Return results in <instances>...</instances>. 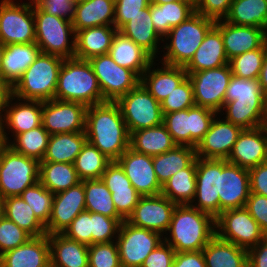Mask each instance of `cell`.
Instances as JSON below:
<instances>
[{"label": "cell", "mask_w": 267, "mask_h": 267, "mask_svg": "<svg viewBox=\"0 0 267 267\" xmlns=\"http://www.w3.org/2000/svg\"><path fill=\"white\" fill-rule=\"evenodd\" d=\"M161 242L163 236L160 233L133 226L124 220L116 238L121 266L141 267L145 258Z\"/></svg>", "instance_id": "cell-13"}, {"label": "cell", "mask_w": 267, "mask_h": 267, "mask_svg": "<svg viewBox=\"0 0 267 267\" xmlns=\"http://www.w3.org/2000/svg\"><path fill=\"white\" fill-rule=\"evenodd\" d=\"M149 11L156 32L163 39L172 27L178 26L195 12V5L191 0H179L161 5L150 3Z\"/></svg>", "instance_id": "cell-36"}, {"label": "cell", "mask_w": 267, "mask_h": 267, "mask_svg": "<svg viewBox=\"0 0 267 267\" xmlns=\"http://www.w3.org/2000/svg\"><path fill=\"white\" fill-rule=\"evenodd\" d=\"M3 145L2 135H1V127H0V147Z\"/></svg>", "instance_id": "cell-67"}, {"label": "cell", "mask_w": 267, "mask_h": 267, "mask_svg": "<svg viewBox=\"0 0 267 267\" xmlns=\"http://www.w3.org/2000/svg\"><path fill=\"white\" fill-rule=\"evenodd\" d=\"M229 64L209 70L188 73L193 87L194 103L217 112L225 103L226 89L232 77Z\"/></svg>", "instance_id": "cell-15"}, {"label": "cell", "mask_w": 267, "mask_h": 267, "mask_svg": "<svg viewBox=\"0 0 267 267\" xmlns=\"http://www.w3.org/2000/svg\"><path fill=\"white\" fill-rule=\"evenodd\" d=\"M39 164L34 158L15 152L7 144L0 147V201L19 196L39 181Z\"/></svg>", "instance_id": "cell-7"}, {"label": "cell", "mask_w": 267, "mask_h": 267, "mask_svg": "<svg viewBox=\"0 0 267 267\" xmlns=\"http://www.w3.org/2000/svg\"><path fill=\"white\" fill-rule=\"evenodd\" d=\"M245 209L259 224L260 229L267 233V197L250 193L246 201Z\"/></svg>", "instance_id": "cell-58"}, {"label": "cell", "mask_w": 267, "mask_h": 267, "mask_svg": "<svg viewBox=\"0 0 267 267\" xmlns=\"http://www.w3.org/2000/svg\"><path fill=\"white\" fill-rule=\"evenodd\" d=\"M228 63L221 31L214 25L184 68L187 73H193L218 68Z\"/></svg>", "instance_id": "cell-29"}, {"label": "cell", "mask_w": 267, "mask_h": 267, "mask_svg": "<svg viewBox=\"0 0 267 267\" xmlns=\"http://www.w3.org/2000/svg\"><path fill=\"white\" fill-rule=\"evenodd\" d=\"M14 99L19 102L16 101L12 104ZM3 112L4 114L0 115L3 144H8L11 141L5 132L7 128L14 137L42 125V101L22 100L11 94L3 107Z\"/></svg>", "instance_id": "cell-17"}, {"label": "cell", "mask_w": 267, "mask_h": 267, "mask_svg": "<svg viewBox=\"0 0 267 267\" xmlns=\"http://www.w3.org/2000/svg\"><path fill=\"white\" fill-rule=\"evenodd\" d=\"M109 55L119 66L134 71L139 77L155 60L147 51L119 31L114 36Z\"/></svg>", "instance_id": "cell-33"}, {"label": "cell", "mask_w": 267, "mask_h": 267, "mask_svg": "<svg viewBox=\"0 0 267 267\" xmlns=\"http://www.w3.org/2000/svg\"><path fill=\"white\" fill-rule=\"evenodd\" d=\"M86 210L104 216L123 219L115 208L112 194L101 179L84 180Z\"/></svg>", "instance_id": "cell-45"}, {"label": "cell", "mask_w": 267, "mask_h": 267, "mask_svg": "<svg viewBox=\"0 0 267 267\" xmlns=\"http://www.w3.org/2000/svg\"><path fill=\"white\" fill-rule=\"evenodd\" d=\"M4 50H5V45L2 42H0V68H1Z\"/></svg>", "instance_id": "cell-66"}, {"label": "cell", "mask_w": 267, "mask_h": 267, "mask_svg": "<svg viewBox=\"0 0 267 267\" xmlns=\"http://www.w3.org/2000/svg\"><path fill=\"white\" fill-rule=\"evenodd\" d=\"M32 236L4 215L0 216V256L25 244Z\"/></svg>", "instance_id": "cell-53"}, {"label": "cell", "mask_w": 267, "mask_h": 267, "mask_svg": "<svg viewBox=\"0 0 267 267\" xmlns=\"http://www.w3.org/2000/svg\"><path fill=\"white\" fill-rule=\"evenodd\" d=\"M167 231L163 241L175 252L200 251L216 235L215 218L190 204L176 205Z\"/></svg>", "instance_id": "cell-3"}, {"label": "cell", "mask_w": 267, "mask_h": 267, "mask_svg": "<svg viewBox=\"0 0 267 267\" xmlns=\"http://www.w3.org/2000/svg\"><path fill=\"white\" fill-rule=\"evenodd\" d=\"M218 192L219 160L196 157V194L190 205L216 218L220 214Z\"/></svg>", "instance_id": "cell-20"}, {"label": "cell", "mask_w": 267, "mask_h": 267, "mask_svg": "<svg viewBox=\"0 0 267 267\" xmlns=\"http://www.w3.org/2000/svg\"><path fill=\"white\" fill-rule=\"evenodd\" d=\"M227 161L246 169L267 162V125L243 129Z\"/></svg>", "instance_id": "cell-24"}, {"label": "cell", "mask_w": 267, "mask_h": 267, "mask_svg": "<svg viewBox=\"0 0 267 267\" xmlns=\"http://www.w3.org/2000/svg\"><path fill=\"white\" fill-rule=\"evenodd\" d=\"M116 103L120 107L129 134L163 124L160 102L141 83L120 97Z\"/></svg>", "instance_id": "cell-10"}, {"label": "cell", "mask_w": 267, "mask_h": 267, "mask_svg": "<svg viewBox=\"0 0 267 267\" xmlns=\"http://www.w3.org/2000/svg\"><path fill=\"white\" fill-rule=\"evenodd\" d=\"M162 195L177 205L191 204L196 194V159L162 186Z\"/></svg>", "instance_id": "cell-44"}, {"label": "cell", "mask_w": 267, "mask_h": 267, "mask_svg": "<svg viewBox=\"0 0 267 267\" xmlns=\"http://www.w3.org/2000/svg\"><path fill=\"white\" fill-rule=\"evenodd\" d=\"M50 134L43 125L27 132L16 135L7 145L15 152L34 158L39 162L43 160L49 143Z\"/></svg>", "instance_id": "cell-47"}, {"label": "cell", "mask_w": 267, "mask_h": 267, "mask_svg": "<svg viewBox=\"0 0 267 267\" xmlns=\"http://www.w3.org/2000/svg\"><path fill=\"white\" fill-rule=\"evenodd\" d=\"M33 3L44 12L73 21L75 17L76 3L73 0H32Z\"/></svg>", "instance_id": "cell-56"}, {"label": "cell", "mask_w": 267, "mask_h": 267, "mask_svg": "<svg viewBox=\"0 0 267 267\" xmlns=\"http://www.w3.org/2000/svg\"><path fill=\"white\" fill-rule=\"evenodd\" d=\"M40 53L36 42L5 45L0 76L13 87Z\"/></svg>", "instance_id": "cell-30"}, {"label": "cell", "mask_w": 267, "mask_h": 267, "mask_svg": "<svg viewBox=\"0 0 267 267\" xmlns=\"http://www.w3.org/2000/svg\"><path fill=\"white\" fill-rule=\"evenodd\" d=\"M225 120L253 129L267 125V97L262 92L258 79H243L232 75L226 89L222 108Z\"/></svg>", "instance_id": "cell-2"}, {"label": "cell", "mask_w": 267, "mask_h": 267, "mask_svg": "<svg viewBox=\"0 0 267 267\" xmlns=\"http://www.w3.org/2000/svg\"><path fill=\"white\" fill-rule=\"evenodd\" d=\"M54 99L92 106L106 102L88 60L76 57L63 60Z\"/></svg>", "instance_id": "cell-4"}, {"label": "cell", "mask_w": 267, "mask_h": 267, "mask_svg": "<svg viewBox=\"0 0 267 267\" xmlns=\"http://www.w3.org/2000/svg\"><path fill=\"white\" fill-rule=\"evenodd\" d=\"M123 221L124 219L110 218L91 212L92 244L116 241Z\"/></svg>", "instance_id": "cell-51"}, {"label": "cell", "mask_w": 267, "mask_h": 267, "mask_svg": "<svg viewBox=\"0 0 267 267\" xmlns=\"http://www.w3.org/2000/svg\"><path fill=\"white\" fill-rule=\"evenodd\" d=\"M115 0H89L76 3L72 25L75 33L95 26H114Z\"/></svg>", "instance_id": "cell-35"}, {"label": "cell", "mask_w": 267, "mask_h": 267, "mask_svg": "<svg viewBox=\"0 0 267 267\" xmlns=\"http://www.w3.org/2000/svg\"><path fill=\"white\" fill-rule=\"evenodd\" d=\"M266 53V42L252 51L234 56L229 60L233 75L243 79H258Z\"/></svg>", "instance_id": "cell-48"}, {"label": "cell", "mask_w": 267, "mask_h": 267, "mask_svg": "<svg viewBox=\"0 0 267 267\" xmlns=\"http://www.w3.org/2000/svg\"><path fill=\"white\" fill-rule=\"evenodd\" d=\"M19 196L28 203L35 216L46 226L51 215L54 193L38 181L27 187Z\"/></svg>", "instance_id": "cell-49"}, {"label": "cell", "mask_w": 267, "mask_h": 267, "mask_svg": "<svg viewBox=\"0 0 267 267\" xmlns=\"http://www.w3.org/2000/svg\"><path fill=\"white\" fill-rule=\"evenodd\" d=\"M228 23L267 29V0H232Z\"/></svg>", "instance_id": "cell-43"}, {"label": "cell", "mask_w": 267, "mask_h": 267, "mask_svg": "<svg viewBox=\"0 0 267 267\" xmlns=\"http://www.w3.org/2000/svg\"><path fill=\"white\" fill-rule=\"evenodd\" d=\"M141 196L161 194L160 185L153 167V157L128 148L116 161Z\"/></svg>", "instance_id": "cell-22"}, {"label": "cell", "mask_w": 267, "mask_h": 267, "mask_svg": "<svg viewBox=\"0 0 267 267\" xmlns=\"http://www.w3.org/2000/svg\"><path fill=\"white\" fill-rule=\"evenodd\" d=\"M196 159L195 148L176 145L173 149L153 157L156 177L163 186L178 171L187 168Z\"/></svg>", "instance_id": "cell-40"}, {"label": "cell", "mask_w": 267, "mask_h": 267, "mask_svg": "<svg viewBox=\"0 0 267 267\" xmlns=\"http://www.w3.org/2000/svg\"><path fill=\"white\" fill-rule=\"evenodd\" d=\"M85 133L87 141L111 161H117L129 148L130 134L116 102L88 106Z\"/></svg>", "instance_id": "cell-1"}, {"label": "cell", "mask_w": 267, "mask_h": 267, "mask_svg": "<svg viewBox=\"0 0 267 267\" xmlns=\"http://www.w3.org/2000/svg\"><path fill=\"white\" fill-rule=\"evenodd\" d=\"M155 63L154 60L144 71L140 77V83L161 103L188 76V73L182 66L164 63H161V68L154 69Z\"/></svg>", "instance_id": "cell-28"}, {"label": "cell", "mask_w": 267, "mask_h": 267, "mask_svg": "<svg viewBox=\"0 0 267 267\" xmlns=\"http://www.w3.org/2000/svg\"><path fill=\"white\" fill-rule=\"evenodd\" d=\"M117 32L115 26H95L77 31L74 57L89 60L95 56L108 54Z\"/></svg>", "instance_id": "cell-32"}, {"label": "cell", "mask_w": 267, "mask_h": 267, "mask_svg": "<svg viewBox=\"0 0 267 267\" xmlns=\"http://www.w3.org/2000/svg\"><path fill=\"white\" fill-rule=\"evenodd\" d=\"M51 267H89L88 245L62 233L49 234Z\"/></svg>", "instance_id": "cell-31"}, {"label": "cell", "mask_w": 267, "mask_h": 267, "mask_svg": "<svg viewBox=\"0 0 267 267\" xmlns=\"http://www.w3.org/2000/svg\"><path fill=\"white\" fill-rule=\"evenodd\" d=\"M39 182L55 194L75 186L81 180L72 163L40 162Z\"/></svg>", "instance_id": "cell-42"}, {"label": "cell", "mask_w": 267, "mask_h": 267, "mask_svg": "<svg viewBox=\"0 0 267 267\" xmlns=\"http://www.w3.org/2000/svg\"><path fill=\"white\" fill-rule=\"evenodd\" d=\"M215 116L209 131L195 147L196 157L227 160L243 128Z\"/></svg>", "instance_id": "cell-21"}, {"label": "cell", "mask_w": 267, "mask_h": 267, "mask_svg": "<svg viewBox=\"0 0 267 267\" xmlns=\"http://www.w3.org/2000/svg\"><path fill=\"white\" fill-rule=\"evenodd\" d=\"M2 215L13 221L32 237L46 235L45 225L35 216L31 207L20 196H11L0 201Z\"/></svg>", "instance_id": "cell-41"}, {"label": "cell", "mask_w": 267, "mask_h": 267, "mask_svg": "<svg viewBox=\"0 0 267 267\" xmlns=\"http://www.w3.org/2000/svg\"><path fill=\"white\" fill-rule=\"evenodd\" d=\"M176 145L163 124L130 133L129 148L151 157L163 154Z\"/></svg>", "instance_id": "cell-37"}, {"label": "cell", "mask_w": 267, "mask_h": 267, "mask_svg": "<svg viewBox=\"0 0 267 267\" xmlns=\"http://www.w3.org/2000/svg\"><path fill=\"white\" fill-rule=\"evenodd\" d=\"M36 40L34 3L17 4L13 0L0 2V42L8 44L34 43Z\"/></svg>", "instance_id": "cell-11"}, {"label": "cell", "mask_w": 267, "mask_h": 267, "mask_svg": "<svg viewBox=\"0 0 267 267\" xmlns=\"http://www.w3.org/2000/svg\"><path fill=\"white\" fill-rule=\"evenodd\" d=\"M11 94L12 87L0 76V115Z\"/></svg>", "instance_id": "cell-63"}, {"label": "cell", "mask_w": 267, "mask_h": 267, "mask_svg": "<svg viewBox=\"0 0 267 267\" xmlns=\"http://www.w3.org/2000/svg\"><path fill=\"white\" fill-rule=\"evenodd\" d=\"M172 267H206L202 250L176 252Z\"/></svg>", "instance_id": "cell-61"}, {"label": "cell", "mask_w": 267, "mask_h": 267, "mask_svg": "<svg viewBox=\"0 0 267 267\" xmlns=\"http://www.w3.org/2000/svg\"><path fill=\"white\" fill-rule=\"evenodd\" d=\"M228 60L234 56L260 48L266 42V31L253 26L235 25L217 20Z\"/></svg>", "instance_id": "cell-25"}, {"label": "cell", "mask_w": 267, "mask_h": 267, "mask_svg": "<svg viewBox=\"0 0 267 267\" xmlns=\"http://www.w3.org/2000/svg\"><path fill=\"white\" fill-rule=\"evenodd\" d=\"M258 82L261 86L262 92L267 97V41H266V53H265V59L262 65V68L260 70V74L258 77Z\"/></svg>", "instance_id": "cell-64"}, {"label": "cell", "mask_w": 267, "mask_h": 267, "mask_svg": "<svg viewBox=\"0 0 267 267\" xmlns=\"http://www.w3.org/2000/svg\"><path fill=\"white\" fill-rule=\"evenodd\" d=\"M0 267H50L48 235L31 237L0 256Z\"/></svg>", "instance_id": "cell-27"}, {"label": "cell", "mask_w": 267, "mask_h": 267, "mask_svg": "<svg viewBox=\"0 0 267 267\" xmlns=\"http://www.w3.org/2000/svg\"><path fill=\"white\" fill-rule=\"evenodd\" d=\"M2 215V208H1V204H0V216Z\"/></svg>", "instance_id": "cell-69"}, {"label": "cell", "mask_w": 267, "mask_h": 267, "mask_svg": "<svg viewBox=\"0 0 267 267\" xmlns=\"http://www.w3.org/2000/svg\"><path fill=\"white\" fill-rule=\"evenodd\" d=\"M86 210L83 181L67 190L55 193L46 234L63 233L72 220Z\"/></svg>", "instance_id": "cell-23"}, {"label": "cell", "mask_w": 267, "mask_h": 267, "mask_svg": "<svg viewBox=\"0 0 267 267\" xmlns=\"http://www.w3.org/2000/svg\"><path fill=\"white\" fill-rule=\"evenodd\" d=\"M86 141L85 131L50 135L46 152L40 162L73 164Z\"/></svg>", "instance_id": "cell-39"}, {"label": "cell", "mask_w": 267, "mask_h": 267, "mask_svg": "<svg viewBox=\"0 0 267 267\" xmlns=\"http://www.w3.org/2000/svg\"><path fill=\"white\" fill-rule=\"evenodd\" d=\"M149 1L152 4L161 5V4H165V3H169V2H175V1H179V0H149Z\"/></svg>", "instance_id": "cell-65"}, {"label": "cell", "mask_w": 267, "mask_h": 267, "mask_svg": "<svg viewBox=\"0 0 267 267\" xmlns=\"http://www.w3.org/2000/svg\"><path fill=\"white\" fill-rule=\"evenodd\" d=\"M112 161L88 141L82 146L80 153L74 160V168L81 181L101 179L107 166Z\"/></svg>", "instance_id": "cell-46"}, {"label": "cell", "mask_w": 267, "mask_h": 267, "mask_svg": "<svg viewBox=\"0 0 267 267\" xmlns=\"http://www.w3.org/2000/svg\"><path fill=\"white\" fill-rule=\"evenodd\" d=\"M217 115L218 113L211 109L194 105L189 109L164 114L163 125L177 145L195 148L209 131Z\"/></svg>", "instance_id": "cell-9"}, {"label": "cell", "mask_w": 267, "mask_h": 267, "mask_svg": "<svg viewBox=\"0 0 267 267\" xmlns=\"http://www.w3.org/2000/svg\"><path fill=\"white\" fill-rule=\"evenodd\" d=\"M63 58L40 53L12 87V95L24 100L54 99Z\"/></svg>", "instance_id": "cell-6"}, {"label": "cell", "mask_w": 267, "mask_h": 267, "mask_svg": "<svg viewBox=\"0 0 267 267\" xmlns=\"http://www.w3.org/2000/svg\"><path fill=\"white\" fill-rule=\"evenodd\" d=\"M248 267H267V238L248 250Z\"/></svg>", "instance_id": "cell-62"}, {"label": "cell", "mask_w": 267, "mask_h": 267, "mask_svg": "<svg viewBox=\"0 0 267 267\" xmlns=\"http://www.w3.org/2000/svg\"><path fill=\"white\" fill-rule=\"evenodd\" d=\"M36 44L41 53L63 59L75 56V36L72 22L40 10L34 4ZM70 36H72L70 42Z\"/></svg>", "instance_id": "cell-8"}, {"label": "cell", "mask_w": 267, "mask_h": 267, "mask_svg": "<svg viewBox=\"0 0 267 267\" xmlns=\"http://www.w3.org/2000/svg\"><path fill=\"white\" fill-rule=\"evenodd\" d=\"M150 6L149 0H115L114 26L119 30L132 17Z\"/></svg>", "instance_id": "cell-55"}, {"label": "cell", "mask_w": 267, "mask_h": 267, "mask_svg": "<svg viewBox=\"0 0 267 267\" xmlns=\"http://www.w3.org/2000/svg\"><path fill=\"white\" fill-rule=\"evenodd\" d=\"M162 113L189 109L194 106L193 87L188 76L173 91L161 101Z\"/></svg>", "instance_id": "cell-50"}, {"label": "cell", "mask_w": 267, "mask_h": 267, "mask_svg": "<svg viewBox=\"0 0 267 267\" xmlns=\"http://www.w3.org/2000/svg\"><path fill=\"white\" fill-rule=\"evenodd\" d=\"M89 267H122L116 241L88 245Z\"/></svg>", "instance_id": "cell-52"}, {"label": "cell", "mask_w": 267, "mask_h": 267, "mask_svg": "<svg viewBox=\"0 0 267 267\" xmlns=\"http://www.w3.org/2000/svg\"><path fill=\"white\" fill-rule=\"evenodd\" d=\"M75 3H82V2H86V1H89V0H73Z\"/></svg>", "instance_id": "cell-68"}, {"label": "cell", "mask_w": 267, "mask_h": 267, "mask_svg": "<svg viewBox=\"0 0 267 267\" xmlns=\"http://www.w3.org/2000/svg\"><path fill=\"white\" fill-rule=\"evenodd\" d=\"M87 106L52 99L42 102V125L50 135L85 131Z\"/></svg>", "instance_id": "cell-16"}, {"label": "cell", "mask_w": 267, "mask_h": 267, "mask_svg": "<svg viewBox=\"0 0 267 267\" xmlns=\"http://www.w3.org/2000/svg\"><path fill=\"white\" fill-rule=\"evenodd\" d=\"M215 226L218 238L247 250L265 237V233L245 207L222 211L215 218Z\"/></svg>", "instance_id": "cell-12"}, {"label": "cell", "mask_w": 267, "mask_h": 267, "mask_svg": "<svg viewBox=\"0 0 267 267\" xmlns=\"http://www.w3.org/2000/svg\"><path fill=\"white\" fill-rule=\"evenodd\" d=\"M232 0H195V11L215 21L223 20L229 13Z\"/></svg>", "instance_id": "cell-57"}, {"label": "cell", "mask_w": 267, "mask_h": 267, "mask_svg": "<svg viewBox=\"0 0 267 267\" xmlns=\"http://www.w3.org/2000/svg\"><path fill=\"white\" fill-rule=\"evenodd\" d=\"M175 253V250L163 241L150 252L141 267H172Z\"/></svg>", "instance_id": "cell-59"}, {"label": "cell", "mask_w": 267, "mask_h": 267, "mask_svg": "<svg viewBox=\"0 0 267 267\" xmlns=\"http://www.w3.org/2000/svg\"><path fill=\"white\" fill-rule=\"evenodd\" d=\"M149 6L142 10V13L132 17L118 31L125 37L134 41L137 45L147 51L154 59L159 55L158 48L160 40L163 39L156 32L151 20Z\"/></svg>", "instance_id": "cell-34"}, {"label": "cell", "mask_w": 267, "mask_h": 267, "mask_svg": "<svg viewBox=\"0 0 267 267\" xmlns=\"http://www.w3.org/2000/svg\"><path fill=\"white\" fill-rule=\"evenodd\" d=\"M70 239L86 245L92 244L91 212L84 210L77 215L62 233Z\"/></svg>", "instance_id": "cell-54"}, {"label": "cell", "mask_w": 267, "mask_h": 267, "mask_svg": "<svg viewBox=\"0 0 267 267\" xmlns=\"http://www.w3.org/2000/svg\"><path fill=\"white\" fill-rule=\"evenodd\" d=\"M220 213L243 208L250 194L249 171L246 168L219 160Z\"/></svg>", "instance_id": "cell-19"}, {"label": "cell", "mask_w": 267, "mask_h": 267, "mask_svg": "<svg viewBox=\"0 0 267 267\" xmlns=\"http://www.w3.org/2000/svg\"><path fill=\"white\" fill-rule=\"evenodd\" d=\"M176 205L162 194L141 196L126 221L133 226L156 231L164 236L165 233H168L167 230Z\"/></svg>", "instance_id": "cell-18"}, {"label": "cell", "mask_w": 267, "mask_h": 267, "mask_svg": "<svg viewBox=\"0 0 267 267\" xmlns=\"http://www.w3.org/2000/svg\"><path fill=\"white\" fill-rule=\"evenodd\" d=\"M250 193L267 197V162L248 169Z\"/></svg>", "instance_id": "cell-60"}, {"label": "cell", "mask_w": 267, "mask_h": 267, "mask_svg": "<svg viewBox=\"0 0 267 267\" xmlns=\"http://www.w3.org/2000/svg\"><path fill=\"white\" fill-rule=\"evenodd\" d=\"M206 267H248V250L216 235L202 250Z\"/></svg>", "instance_id": "cell-38"}, {"label": "cell", "mask_w": 267, "mask_h": 267, "mask_svg": "<svg viewBox=\"0 0 267 267\" xmlns=\"http://www.w3.org/2000/svg\"><path fill=\"white\" fill-rule=\"evenodd\" d=\"M101 180L112 194V200L117 213L124 220H127L141 195L132 186L123 169L116 161H112L107 166Z\"/></svg>", "instance_id": "cell-26"}, {"label": "cell", "mask_w": 267, "mask_h": 267, "mask_svg": "<svg viewBox=\"0 0 267 267\" xmlns=\"http://www.w3.org/2000/svg\"><path fill=\"white\" fill-rule=\"evenodd\" d=\"M215 20L194 12L184 22L172 27L163 38L164 52L161 62L172 66L185 67L203 42L205 35L215 25ZM170 39V40H169Z\"/></svg>", "instance_id": "cell-5"}, {"label": "cell", "mask_w": 267, "mask_h": 267, "mask_svg": "<svg viewBox=\"0 0 267 267\" xmlns=\"http://www.w3.org/2000/svg\"><path fill=\"white\" fill-rule=\"evenodd\" d=\"M88 61L105 101L116 102L140 83V77L134 71L119 66L109 53L92 57Z\"/></svg>", "instance_id": "cell-14"}]
</instances>
